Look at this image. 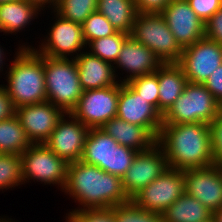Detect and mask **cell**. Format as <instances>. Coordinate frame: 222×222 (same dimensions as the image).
Instances as JSON below:
<instances>
[{"label":"cell","instance_id":"22","mask_svg":"<svg viewBox=\"0 0 222 222\" xmlns=\"http://www.w3.org/2000/svg\"><path fill=\"white\" fill-rule=\"evenodd\" d=\"M34 4L25 0H15L0 4V32L3 35L18 34L25 31L41 14Z\"/></svg>","mask_w":222,"mask_h":222},{"label":"cell","instance_id":"33","mask_svg":"<svg viewBox=\"0 0 222 222\" xmlns=\"http://www.w3.org/2000/svg\"><path fill=\"white\" fill-rule=\"evenodd\" d=\"M65 222H116L113 207L69 210L66 213Z\"/></svg>","mask_w":222,"mask_h":222},{"label":"cell","instance_id":"41","mask_svg":"<svg viewBox=\"0 0 222 222\" xmlns=\"http://www.w3.org/2000/svg\"><path fill=\"white\" fill-rule=\"evenodd\" d=\"M25 1L34 4L41 11L42 10L45 11V9L48 10L47 7L50 8L52 11L55 9L57 3V0H25Z\"/></svg>","mask_w":222,"mask_h":222},{"label":"cell","instance_id":"37","mask_svg":"<svg viewBox=\"0 0 222 222\" xmlns=\"http://www.w3.org/2000/svg\"><path fill=\"white\" fill-rule=\"evenodd\" d=\"M205 37L222 45V7L205 22Z\"/></svg>","mask_w":222,"mask_h":222},{"label":"cell","instance_id":"23","mask_svg":"<svg viewBox=\"0 0 222 222\" xmlns=\"http://www.w3.org/2000/svg\"><path fill=\"white\" fill-rule=\"evenodd\" d=\"M119 143L100 128H90L85 139L81 161L110 173V157Z\"/></svg>","mask_w":222,"mask_h":222},{"label":"cell","instance_id":"7","mask_svg":"<svg viewBox=\"0 0 222 222\" xmlns=\"http://www.w3.org/2000/svg\"><path fill=\"white\" fill-rule=\"evenodd\" d=\"M22 179L43 185H58L63 191L68 163L54 154L45 143H32L22 154Z\"/></svg>","mask_w":222,"mask_h":222},{"label":"cell","instance_id":"21","mask_svg":"<svg viewBox=\"0 0 222 222\" xmlns=\"http://www.w3.org/2000/svg\"><path fill=\"white\" fill-rule=\"evenodd\" d=\"M188 80L178 63H163L158 68V111L162 116L183 93Z\"/></svg>","mask_w":222,"mask_h":222},{"label":"cell","instance_id":"13","mask_svg":"<svg viewBox=\"0 0 222 222\" xmlns=\"http://www.w3.org/2000/svg\"><path fill=\"white\" fill-rule=\"evenodd\" d=\"M168 168L166 156L158 144L149 150L137 152L131 167L122 178L123 188L127 196L131 199Z\"/></svg>","mask_w":222,"mask_h":222},{"label":"cell","instance_id":"6","mask_svg":"<svg viewBox=\"0 0 222 222\" xmlns=\"http://www.w3.org/2000/svg\"><path fill=\"white\" fill-rule=\"evenodd\" d=\"M130 36L148 47L162 63H178L183 48L161 13H138Z\"/></svg>","mask_w":222,"mask_h":222},{"label":"cell","instance_id":"38","mask_svg":"<svg viewBox=\"0 0 222 222\" xmlns=\"http://www.w3.org/2000/svg\"><path fill=\"white\" fill-rule=\"evenodd\" d=\"M203 85L212 93L222 105V64L204 81Z\"/></svg>","mask_w":222,"mask_h":222},{"label":"cell","instance_id":"34","mask_svg":"<svg viewBox=\"0 0 222 222\" xmlns=\"http://www.w3.org/2000/svg\"><path fill=\"white\" fill-rule=\"evenodd\" d=\"M138 151L118 145L116 148H113L110 157V174L120 177L121 179L131 167L132 160Z\"/></svg>","mask_w":222,"mask_h":222},{"label":"cell","instance_id":"2","mask_svg":"<svg viewBox=\"0 0 222 222\" xmlns=\"http://www.w3.org/2000/svg\"><path fill=\"white\" fill-rule=\"evenodd\" d=\"M157 144L170 168L186 170L213 165L211 133L207 123L163 124Z\"/></svg>","mask_w":222,"mask_h":222},{"label":"cell","instance_id":"5","mask_svg":"<svg viewBox=\"0 0 222 222\" xmlns=\"http://www.w3.org/2000/svg\"><path fill=\"white\" fill-rule=\"evenodd\" d=\"M221 112L222 105L203 84L188 82L183 93L163 115V124H210Z\"/></svg>","mask_w":222,"mask_h":222},{"label":"cell","instance_id":"32","mask_svg":"<svg viewBox=\"0 0 222 222\" xmlns=\"http://www.w3.org/2000/svg\"><path fill=\"white\" fill-rule=\"evenodd\" d=\"M127 84L158 110V69L153 73L134 77Z\"/></svg>","mask_w":222,"mask_h":222},{"label":"cell","instance_id":"31","mask_svg":"<svg viewBox=\"0 0 222 222\" xmlns=\"http://www.w3.org/2000/svg\"><path fill=\"white\" fill-rule=\"evenodd\" d=\"M81 26L86 45L93 40L108 37L117 32L107 18L97 11L91 13Z\"/></svg>","mask_w":222,"mask_h":222},{"label":"cell","instance_id":"16","mask_svg":"<svg viewBox=\"0 0 222 222\" xmlns=\"http://www.w3.org/2000/svg\"><path fill=\"white\" fill-rule=\"evenodd\" d=\"M64 114L61 108L49 101L15 109V115L31 143H44Z\"/></svg>","mask_w":222,"mask_h":222},{"label":"cell","instance_id":"3","mask_svg":"<svg viewBox=\"0 0 222 222\" xmlns=\"http://www.w3.org/2000/svg\"><path fill=\"white\" fill-rule=\"evenodd\" d=\"M15 50L14 59L4 71L7 84L2 85L14 108L47 101L44 55H39L33 48L17 47Z\"/></svg>","mask_w":222,"mask_h":222},{"label":"cell","instance_id":"12","mask_svg":"<svg viewBox=\"0 0 222 222\" xmlns=\"http://www.w3.org/2000/svg\"><path fill=\"white\" fill-rule=\"evenodd\" d=\"M88 131L89 128L71 113H65L44 143L56 156L68 164L73 163L82 158Z\"/></svg>","mask_w":222,"mask_h":222},{"label":"cell","instance_id":"45","mask_svg":"<svg viewBox=\"0 0 222 222\" xmlns=\"http://www.w3.org/2000/svg\"><path fill=\"white\" fill-rule=\"evenodd\" d=\"M10 1H15V0H0V4L5 3V2H10Z\"/></svg>","mask_w":222,"mask_h":222},{"label":"cell","instance_id":"9","mask_svg":"<svg viewBox=\"0 0 222 222\" xmlns=\"http://www.w3.org/2000/svg\"><path fill=\"white\" fill-rule=\"evenodd\" d=\"M185 193L184 170L168 168L131 200L139 207L162 214Z\"/></svg>","mask_w":222,"mask_h":222},{"label":"cell","instance_id":"35","mask_svg":"<svg viewBox=\"0 0 222 222\" xmlns=\"http://www.w3.org/2000/svg\"><path fill=\"white\" fill-rule=\"evenodd\" d=\"M213 164L222 168V112L209 124Z\"/></svg>","mask_w":222,"mask_h":222},{"label":"cell","instance_id":"17","mask_svg":"<svg viewBox=\"0 0 222 222\" xmlns=\"http://www.w3.org/2000/svg\"><path fill=\"white\" fill-rule=\"evenodd\" d=\"M161 15L182 48L205 37V23L191 9L187 0H172Z\"/></svg>","mask_w":222,"mask_h":222},{"label":"cell","instance_id":"43","mask_svg":"<svg viewBox=\"0 0 222 222\" xmlns=\"http://www.w3.org/2000/svg\"><path fill=\"white\" fill-rule=\"evenodd\" d=\"M213 222H222V207L212 213Z\"/></svg>","mask_w":222,"mask_h":222},{"label":"cell","instance_id":"42","mask_svg":"<svg viewBox=\"0 0 222 222\" xmlns=\"http://www.w3.org/2000/svg\"><path fill=\"white\" fill-rule=\"evenodd\" d=\"M2 46L0 45V73H2L3 72V70H4V66H5V59L7 58L6 57V49H5V51H4V49L3 48H5V47H2ZM5 52V53H4ZM2 71V72H1Z\"/></svg>","mask_w":222,"mask_h":222},{"label":"cell","instance_id":"4","mask_svg":"<svg viewBox=\"0 0 222 222\" xmlns=\"http://www.w3.org/2000/svg\"><path fill=\"white\" fill-rule=\"evenodd\" d=\"M44 74L47 101L70 113L83 93L75 59L44 56Z\"/></svg>","mask_w":222,"mask_h":222},{"label":"cell","instance_id":"40","mask_svg":"<svg viewBox=\"0 0 222 222\" xmlns=\"http://www.w3.org/2000/svg\"><path fill=\"white\" fill-rule=\"evenodd\" d=\"M15 114V108L6 90L0 84V121L10 118Z\"/></svg>","mask_w":222,"mask_h":222},{"label":"cell","instance_id":"36","mask_svg":"<svg viewBox=\"0 0 222 222\" xmlns=\"http://www.w3.org/2000/svg\"><path fill=\"white\" fill-rule=\"evenodd\" d=\"M187 2L204 23L222 7V0H187Z\"/></svg>","mask_w":222,"mask_h":222},{"label":"cell","instance_id":"30","mask_svg":"<svg viewBox=\"0 0 222 222\" xmlns=\"http://www.w3.org/2000/svg\"><path fill=\"white\" fill-rule=\"evenodd\" d=\"M116 222H163L162 214L147 211L132 200L113 207Z\"/></svg>","mask_w":222,"mask_h":222},{"label":"cell","instance_id":"27","mask_svg":"<svg viewBox=\"0 0 222 222\" xmlns=\"http://www.w3.org/2000/svg\"><path fill=\"white\" fill-rule=\"evenodd\" d=\"M130 37L129 34L117 31L115 34L102 37L89 42L86 50L94 56L101 58L104 61L110 62L113 65L117 61L120 50L124 42Z\"/></svg>","mask_w":222,"mask_h":222},{"label":"cell","instance_id":"18","mask_svg":"<svg viewBox=\"0 0 222 222\" xmlns=\"http://www.w3.org/2000/svg\"><path fill=\"white\" fill-rule=\"evenodd\" d=\"M162 64L161 60L148 47L130 36L120 50L119 57L114 64V72L118 82L127 83L134 77L155 72ZM117 69H121L122 73H127V75L119 79Z\"/></svg>","mask_w":222,"mask_h":222},{"label":"cell","instance_id":"26","mask_svg":"<svg viewBox=\"0 0 222 222\" xmlns=\"http://www.w3.org/2000/svg\"><path fill=\"white\" fill-rule=\"evenodd\" d=\"M31 144L15 114L0 121V153L21 155Z\"/></svg>","mask_w":222,"mask_h":222},{"label":"cell","instance_id":"29","mask_svg":"<svg viewBox=\"0 0 222 222\" xmlns=\"http://www.w3.org/2000/svg\"><path fill=\"white\" fill-rule=\"evenodd\" d=\"M98 0H57L54 11L64 19L82 24L97 10Z\"/></svg>","mask_w":222,"mask_h":222},{"label":"cell","instance_id":"19","mask_svg":"<svg viewBox=\"0 0 222 222\" xmlns=\"http://www.w3.org/2000/svg\"><path fill=\"white\" fill-rule=\"evenodd\" d=\"M75 61L83 91L106 88L118 83L114 65L90 54L87 50L81 52Z\"/></svg>","mask_w":222,"mask_h":222},{"label":"cell","instance_id":"1","mask_svg":"<svg viewBox=\"0 0 222 222\" xmlns=\"http://www.w3.org/2000/svg\"><path fill=\"white\" fill-rule=\"evenodd\" d=\"M62 192L78 204L77 208L71 210L112 208L131 200L120 177L81 160L68 164Z\"/></svg>","mask_w":222,"mask_h":222},{"label":"cell","instance_id":"25","mask_svg":"<svg viewBox=\"0 0 222 222\" xmlns=\"http://www.w3.org/2000/svg\"><path fill=\"white\" fill-rule=\"evenodd\" d=\"M211 218L212 212L186 193L162 213L163 222H206Z\"/></svg>","mask_w":222,"mask_h":222},{"label":"cell","instance_id":"44","mask_svg":"<svg viewBox=\"0 0 222 222\" xmlns=\"http://www.w3.org/2000/svg\"><path fill=\"white\" fill-rule=\"evenodd\" d=\"M1 222H16V221H13V219L12 218H4Z\"/></svg>","mask_w":222,"mask_h":222},{"label":"cell","instance_id":"11","mask_svg":"<svg viewBox=\"0 0 222 222\" xmlns=\"http://www.w3.org/2000/svg\"><path fill=\"white\" fill-rule=\"evenodd\" d=\"M178 64L188 82L203 84L222 64V45L204 37L183 48Z\"/></svg>","mask_w":222,"mask_h":222},{"label":"cell","instance_id":"46","mask_svg":"<svg viewBox=\"0 0 222 222\" xmlns=\"http://www.w3.org/2000/svg\"><path fill=\"white\" fill-rule=\"evenodd\" d=\"M5 217H7V216H3V217H1V218H0V222H1Z\"/></svg>","mask_w":222,"mask_h":222},{"label":"cell","instance_id":"24","mask_svg":"<svg viewBox=\"0 0 222 222\" xmlns=\"http://www.w3.org/2000/svg\"><path fill=\"white\" fill-rule=\"evenodd\" d=\"M96 11L103 14L117 31L129 35L138 14L134 0H98Z\"/></svg>","mask_w":222,"mask_h":222},{"label":"cell","instance_id":"8","mask_svg":"<svg viewBox=\"0 0 222 222\" xmlns=\"http://www.w3.org/2000/svg\"><path fill=\"white\" fill-rule=\"evenodd\" d=\"M54 22L50 30L46 32V39L39 42V48L30 46L28 42L18 45L19 48H33L39 55L53 58H72L75 59L87 46L83 38L82 26L73 21L64 19L54 10ZM85 49V50H84Z\"/></svg>","mask_w":222,"mask_h":222},{"label":"cell","instance_id":"14","mask_svg":"<svg viewBox=\"0 0 222 222\" xmlns=\"http://www.w3.org/2000/svg\"><path fill=\"white\" fill-rule=\"evenodd\" d=\"M116 117L147 128L156 138H158L163 125L162 114L127 83L119 82Z\"/></svg>","mask_w":222,"mask_h":222},{"label":"cell","instance_id":"20","mask_svg":"<svg viewBox=\"0 0 222 222\" xmlns=\"http://www.w3.org/2000/svg\"><path fill=\"white\" fill-rule=\"evenodd\" d=\"M100 129L120 145L138 152L149 150L157 144V138L147 128L131 124L118 117L110 119Z\"/></svg>","mask_w":222,"mask_h":222},{"label":"cell","instance_id":"10","mask_svg":"<svg viewBox=\"0 0 222 222\" xmlns=\"http://www.w3.org/2000/svg\"><path fill=\"white\" fill-rule=\"evenodd\" d=\"M118 99L119 82L106 88L85 90L70 113L89 129L101 128L116 117Z\"/></svg>","mask_w":222,"mask_h":222},{"label":"cell","instance_id":"39","mask_svg":"<svg viewBox=\"0 0 222 222\" xmlns=\"http://www.w3.org/2000/svg\"><path fill=\"white\" fill-rule=\"evenodd\" d=\"M138 13H161L172 0H134Z\"/></svg>","mask_w":222,"mask_h":222},{"label":"cell","instance_id":"28","mask_svg":"<svg viewBox=\"0 0 222 222\" xmlns=\"http://www.w3.org/2000/svg\"><path fill=\"white\" fill-rule=\"evenodd\" d=\"M23 184L21 155L0 153V191Z\"/></svg>","mask_w":222,"mask_h":222},{"label":"cell","instance_id":"15","mask_svg":"<svg viewBox=\"0 0 222 222\" xmlns=\"http://www.w3.org/2000/svg\"><path fill=\"white\" fill-rule=\"evenodd\" d=\"M185 193L202 203L210 212L222 207V169L217 165L184 170Z\"/></svg>","mask_w":222,"mask_h":222}]
</instances>
